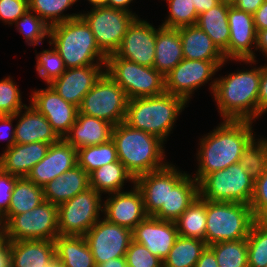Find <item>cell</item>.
<instances>
[{"mask_svg":"<svg viewBox=\"0 0 267 267\" xmlns=\"http://www.w3.org/2000/svg\"><path fill=\"white\" fill-rule=\"evenodd\" d=\"M128 100L125 91L105 72L78 109L79 113L117 125L125 122Z\"/></svg>","mask_w":267,"mask_h":267,"instance_id":"30bf717a","label":"cell"},{"mask_svg":"<svg viewBox=\"0 0 267 267\" xmlns=\"http://www.w3.org/2000/svg\"><path fill=\"white\" fill-rule=\"evenodd\" d=\"M255 181L239 163L207 174L199 182V196L211 202H235L250 205Z\"/></svg>","mask_w":267,"mask_h":267,"instance_id":"ba28073f","label":"cell"},{"mask_svg":"<svg viewBox=\"0 0 267 267\" xmlns=\"http://www.w3.org/2000/svg\"><path fill=\"white\" fill-rule=\"evenodd\" d=\"M105 72L125 91L127 98L152 97L165 92L164 76L154 67H146L118 57L107 56Z\"/></svg>","mask_w":267,"mask_h":267,"instance_id":"52a82bcc","label":"cell"},{"mask_svg":"<svg viewBox=\"0 0 267 267\" xmlns=\"http://www.w3.org/2000/svg\"><path fill=\"white\" fill-rule=\"evenodd\" d=\"M229 7L230 5L220 2L210 10L201 13L196 23L212 39V42L222 53L228 49L230 39Z\"/></svg>","mask_w":267,"mask_h":267,"instance_id":"4dcf8cb0","label":"cell"},{"mask_svg":"<svg viewBox=\"0 0 267 267\" xmlns=\"http://www.w3.org/2000/svg\"><path fill=\"white\" fill-rule=\"evenodd\" d=\"M112 140L118 160L134 179L169 163L165 158L164 141L150 133L134 129L125 122L114 126Z\"/></svg>","mask_w":267,"mask_h":267,"instance_id":"3957f363","label":"cell"},{"mask_svg":"<svg viewBox=\"0 0 267 267\" xmlns=\"http://www.w3.org/2000/svg\"><path fill=\"white\" fill-rule=\"evenodd\" d=\"M206 200L198 196L175 221L178 235L205 241Z\"/></svg>","mask_w":267,"mask_h":267,"instance_id":"e575fe53","label":"cell"},{"mask_svg":"<svg viewBox=\"0 0 267 267\" xmlns=\"http://www.w3.org/2000/svg\"><path fill=\"white\" fill-rule=\"evenodd\" d=\"M52 46L51 49L43 50L36 54V71L45 83L51 84L55 79L59 78L66 70L63 59L56 51V48Z\"/></svg>","mask_w":267,"mask_h":267,"instance_id":"b9f144b4","label":"cell"},{"mask_svg":"<svg viewBox=\"0 0 267 267\" xmlns=\"http://www.w3.org/2000/svg\"><path fill=\"white\" fill-rule=\"evenodd\" d=\"M48 42L56 48L66 69L106 64L107 56L81 16L51 26Z\"/></svg>","mask_w":267,"mask_h":267,"instance_id":"5b68a950","label":"cell"},{"mask_svg":"<svg viewBox=\"0 0 267 267\" xmlns=\"http://www.w3.org/2000/svg\"><path fill=\"white\" fill-rule=\"evenodd\" d=\"M63 179L66 181L68 200L90 188L89 174L78 165L63 173Z\"/></svg>","mask_w":267,"mask_h":267,"instance_id":"bcb514c9","label":"cell"},{"mask_svg":"<svg viewBox=\"0 0 267 267\" xmlns=\"http://www.w3.org/2000/svg\"><path fill=\"white\" fill-rule=\"evenodd\" d=\"M24 112V113H23ZM15 127V143L29 144L32 142H42L53 144L61 138L53 130L51 124L43 114L39 113L32 105H26L17 112Z\"/></svg>","mask_w":267,"mask_h":267,"instance_id":"603a6c76","label":"cell"},{"mask_svg":"<svg viewBox=\"0 0 267 267\" xmlns=\"http://www.w3.org/2000/svg\"><path fill=\"white\" fill-rule=\"evenodd\" d=\"M195 267H218L214 251L209 246L203 250Z\"/></svg>","mask_w":267,"mask_h":267,"instance_id":"11a10c76","label":"cell"},{"mask_svg":"<svg viewBox=\"0 0 267 267\" xmlns=\"http://www.w3.org/2000/svg\"><path fill=\"white\" fill-rule=\"evenodd\" d=\"M56 258L63 267H96L84 236H60L54 239Z\"/></svg>","mask_w":267,"mask_h":267,"instance_id":"f546056e","label":"cell"},{"mask_svg":"<svg viewBox=\"0 0 267 267\" xmlns=\"http://www.w3.org/2000/svg\"><path fill=\"white\" fill-rule=\"evenodd\" d=\"M4 230H0V245L5 241Z\"/></svg>","mask_w":267,"mask_h":267,"instance_id":"a7ac6f4b","label":"cell"},{"mask_svg":"<svg viewBox=\"0 0 267 267\" xmlns=\"http://www.w3.org/2000/svg\"><path fill=\"white\" fill-rule=\"evenodd\" d=\"M94 257L95 264H102L109 259L125 257L132 231L101 218L84 235Z\"/></svg>","mask_w":267,"mask_h":267,"instance_id":"5bb4252c","label":"cell"},{"mask_svg":"<svg viewBox=\"0 0 267 267\" xmlns=\"http://www.w3.org/2000/svg\"><path fill=\"white\" fill-rule=\"evenodd\" d=\"M230 39L228 49L223 53L226 60L257 64L255 54L256 35L253 15L234 5L228 8ZM254 48V50H253Z\"/></svg>","mask_w":267,"mask_h":267,"instance_id":"9a60e30c","label":"cell"},{"mask_svg":"<svg viewBox=\"0 0 267 267\" xmlns=\"http://www.w3.org/2000/svg\"><path fill=\"white\" fill-rule=\"evenodd\" d=\"M206 247L204 240L178 235L163 267H195Z\"/></svg>","mask_w":267,"mask_h":267,"instance_id":"836d02e7","label":"cell"},{"mask_svg":"<svg viewBox=\"0 0 267 267\" xmlns=\"http://www.w3.org/2000/svg\"><path fill=\"white\" fill-rule=\"evenodd\" d=\"M219 1L228 5H234L237 0H219Z\"/></svg>","mask_w":267,"mask_h":267,"instance_id":"003e7915","label":"cell"},{"mask_svg":"<svg viewBox=\"0 0 267 267\" xmlns=\"http://www.w3.org/2000/svg\"><path fill=\"white\" fill-rule=\"evenodd\" d=\"M90 188L99 194H112L124 191V183L134 184L135 179L126 170L125 166L118 160L105 164L89 174Z\"/></svg>","mask_w":267,"mask_h":267,"instance_id":"1f68e13d","label":"cell"},{"mask_svg":"<svg viewBox=\"0 0 267 267\" xmlns=\"http://www.w3.org/2000/svg\"><path fill=\"white\" fill-rule=\"evenodd\" d=\"M78 0H28L29 10L33 11L50 27L80 16L79 13L64 14Z\"/></svg>","mask_w":267,"mask_h":267,"instance_id":"8d00e7d4","label":"cell"},{"mask_svg":"<svg viewBox=\"0 0 267 267\" xmlns=\"http://www.w3.org/2000/svg\"><path fill=\"white\" fill-rule=\"evenodd\" d=\"M254 224L267 230V205L261 207L254 215Z\"/></svg>","mask_w":267,"mask_h":267,"instance_id":"94428289","label":"cell"},{"mask_svg":"<svg viewBox=\"0 0 267 267\" xmlns=\"http://www.w3.org/2000/svg\"><path fill=\"white\" fill-rule=\"evenodd\" d=\"M4 228V221H3V217L0 215V230H3Z\"/></svg>","mask_w":267,"mask_h":267,"instance_id":"89a4df30","label":"cell"},{"mask_svg":"<svg viewBox=\"0 0 267 267\" xmlns=\"http://www.w3.org/2000/svg\"><path fill=\"white\" fill-rule=\"evenodd\" d=\"M261 66L216 78L213 98L222 120L256 121Z\"/></svg>","mask_w":267,"mask_h":267,"instance_id":"7a4b0ae2","label":"cell"},{"mask_svg":"<svg viewBox=\"0 0 267 267\" xmlns=\"http://www.w3.org/2000/svg\"><path fill=\"white\" fill-rule=\"evenodd\" d=\"M45 201L43 188L27 177H17L12 191L9 209L2 216L4 224L14 215L31 211Z\"/></svg>","mask_w":267,"mask_h":267,"instance_id":"d6a6232c","label":"cell"},{"mask_svg":"<svg viewBox=\"0 0 267 267\" xmlns=\"http://www.w3.org/2000/svg\"><path fill=\"white\" fill-rule=\"evenodd\" d=\"M17 176L3 172L0 169V215L3 216L9 209L12 191Z\"/></svg>","mask_w":267,"mask_h":267,"instance_id":"681fc988","label":"cell"},{"mask_svg":"<svg viewBox=\"0 0 267 267\" xmlns=\"http://www.w3.org/2000/svg\"><path fill=\"white\" fill-rule=\"evenodd\" d=\"M3 230L6 241H54L59 235L58 206L45 200L31 211L12 216Z\"/></svg>","mask_w":267,"mask_h":267,"instance_id":"9c48e42d","label":"cell"},{"mask_svg":"<svg viewBox=\"0 0 267 267\" xmlns=\"http://www.w3.org/2000/svg\"><path fill=\"white\" fill-rule=\"evenodd\" d=\"M238 163L254 181L262 176L267 168V138L254 137L244 148Z\"/></svg>","mask_w":267,"mask_h":267,"instance_id":"74e56055","label":"cell"},{"mask_svg":"<svg viewBox=\"0 0 267 267\" xmlns=\"http://www.w3.org/2000/svg\"><path fill=\"white\" fill-rule=\"evenodd\" d=\"M77 165V150L64 138L50 144L45 157L27 175L36 185L43 187Z\"/></svg>","mask_w":267,"mask_h":267,"instance_id":"7402d4cb","label":"cell"},{"mask_svg":"<svg viewBox=\"0 0 267 267\" xmlns=\"http://www.w3.org/2000/svg\"><path fill=\"white\" fill-rule=\"evenodd\" d=\"M169 15L161 26L178 29L185 26L196 25L198 20L197 11L192 0H166Z\"/></svg>","mask_w":267,"mask_h":267,"instance_id":"60d3db41","label":"cell"},{"mask_svg":"<svg viewBox=\"0 0 267 267\" xmlns=\"http://www.w3.org/2000/svg\"><path fill=\"white\" fill-rule=\"evenodd\" d=\"M134 184L141 191L148 216H153L160 208H167L168 164L161 169L138 176Z\"/></svg>","mask_w":267,"mask_h":267,"instance_id":"4316f807","label":"cell"},{"mask_svg":"<svg viewBox=\"0 0 267 267\" xmlns=\"http://www.w3.org/2000/svg\"><path fill=\"white\" fill-rule=\"evenodd\" d=\"M46 267H63V265L57 258H55Z\"/></svg>","mask_w":267,"mask_h":267,"instance_id":"03108f58","label":"cell"},{"mask_svg":"<svg viewBox=\"0 0 267 267\" xmlns=\"http://www.w3.org/2000/svg\"><path fill=\"white\" fill-rule=\"evenodd\" d=\"M125 259L127 265L131 267H163V261L160 258L133 240L129 244Z\"/></svg>","mask_w":267,"mask_h":267,"instance_id":"f6af8a7d","label":"cell"},{"mask_svg":"<svg viewBox=\"0 0 267 267\" xmlns=\"http://www.w3.org/2000/svg\"><path fill=\"white\" fill-rule=\"evenodd\" d=\"M214 251L218 267H248L247 239L209 245Z\"/></svg>","mask_w":267,"mask_h":267,"instance_id":"f35d334b","label":"cell"},{"mask_svg":"<svg viewBox=\"0 0 267 267\" xmlns=\"http://www.w3.org/2000/svg\"><path fill=\"white\" fill-rule=\"evenodd\" d=\"M16 29L24 36L25 42L30 46L43 44L49 38L50 26L39 18L33 11H26L14 22Z\"/></svg>","mask_w":267,"mask_h":267,"instance_id":"ab89813d","label":"cell"},{"mask_svg":"<svg viewBox=\"0 0 267 267\" xmlns=\"http://www.w3.org/2000/svg\"><path fill=\"white\" fill-rule=\"evenodd\" d=\"M30 102L60 138H64L76 122L78 107L66 102L50 84L44 89L32 91Z\"/></svg>","mask_w":267,"mask_h":267,"instance_id":"2e32d148","label":"cell"},{"mask_svg":"<svg viewBox=\"0 0 267 267\" xmlns=\"http://www.w3.org/2000/svg\"><path fill=\"white\" fill-rule=\"evenodd\" d=\"M93 8L107 7V0H87Z\"/></svg>","mask_w":267,"mask_h":267,"instance_id":"e7e4bbea","label":"cell"},{"mask_svg":"<svg viewBox=\"0 0 267 267\" xmlns=\"http://www.w3.org/2000/svg\"><path fill=\"white\" fill-rule=\"evenodd\" d=\"M177 237L175 222L160 220L153 216H147L132 230V240L145 246L162 261L168 256Z\"/></svg>","mask_w":267,"mask_h":267,"instance_id":"ffe728a7","label":"cell"},{"mask_svg":"<svg viewBox=\"0 0 267 267\" xmlns=\"http://www.w3.org/2000/svg\"><path fill=\"white\" fill-rule=\"evenodd\" d=\"M49 146L42 142L15 143L0 154V169L17 177H27L31 169L45 157Z\"/></svg>","mask_w":267,"mask_h":267,"instance_id":"cb8c5ba5","label":"cell"},{"mask_svg":"<svg viewBox=\"0 0 267 267\" xmlns=\"http://www.w3.org/2000/svg\"><path fill=\"white\" fill-rule=\"evenodd\" d=\"M265 205H267V168L254 184V194L250 203L253 215Z\"/></svg>","mask_w":267,"mask_h":267,"instance_id":"f907efd6","label":"cell"},{"mask_svg":"<svg viewBox=\"0 0 267 267\" xmlns=\"http://www.w3.org/2000/svg\"><path fill=\"white\" fill-rule=\"evenodd\" d=\"M186 106L188 103L182 97L167 92L152 97L132 98L128 100L125 123L165 142Z\"/></svg>","mask_w":267,"mask_h":267,"instance_id":"277c9868","label":"cell"},{"mask_svg":"<svg viewBox=\"0 0 267 267\" xmlns=\"http://www.w3.org/2000/svg\"><path fill=\"white\" fill-rule=\"evenodd\" d=\"M193 5L197 11V14L210 10L212 7H215L220 3L219 0H192Z\"/></svg>","mask_w":267,"mask_h":267,"instance_id":"91938a15","label":"cell"},{"mask_svg":"<svg viewBox=\"0 0 267 267\" xmlns=\"http://www.w3.org/2000/svg\"><path fill=\"white\" fill-rule=\"evenodd\" d=\"M157 29L148 21L136 17L128 26L115 54L146 67H153Z\"/></svg>","mask_w":267,"mask_h":267,"instance_id":"ac0fdd59","label":"cell"},{"mask_svg":"<svg viewBox=\"0 0 267 267\" xmlns=\"http://www.w3.org/2000/svg\"><path fill=\"white\" fill-rule=\"evenodd\" d=\"M17 119V113L14 115H0V127L8 130L6 132V130L4 131V129L2 130L0 128V140H7L5 150L9 149L15 144V127L13 128L12 126L13 121H16Z\"/></svg>","mask_w":267,"mask_h":267,"instance_id":"816d5d0a","label":"cell"},{"mask_svg":"<svg viewBox=\"0 0 267 267\" xmlns=\"http://www.w3.org/2000/svg\"><path fill=\"white\" fill-rule=\"evenodd\" d=\"M267 112V63L261 65V78L258 91V119Z\"/></svg>","mask_w":267,"mask_h":267,"instance_id":"f5cc1de1","label":"cell"},{"mask_svg":"<svg viewBox=\"0 0 267 267\" xmlns=\"http://www.w3.org/2000/svg\"><path fill=\"white\" fill-rule=\"evenodd\" d=\"M0 267H11L10 241L0 245Z\"/></svg>","mask_w":267,"mask_h":267,"instance_id":"6f0895ef","label":"cell"},{"mask_svg":"<svg viewBox=\"0 0 267 267\" xmlns=\"http://www.w3.org/2000/svg\"><path fill=\"white\" fill-rule=\"evenodd\" d=\"M168 163L167 208H160L153 217L175 222L199 196V183L185 171Z\"/></svg>","mask_w":267,"mask_h":267,"instance_id":"e0dca14e","label":"cell"},{"mask_svg":"<svg viewBox=\"0 0 267 267\" xmlns=\"http://www.w3.org/2000/svg\"><path fill=\"white\" fill-rule=\"evenodd\" d=\"M20 89L13 78L0 80V115H14L26 106L22 102Z\"/></svg>","mask_w":267,"mask_h":267,"instance_id":"ee69618b","label":"cell"},{"mask_svg":"<svg viewBox=\"0 0 267 267\" xmlns=\"http://www.w3.org/2000/svg\"><path fill=\"white\" fill-rule=\"evenodd\" d=\"M106 64L66 69L50 85L66 101L79 108L83 97L105 73Z\"/></svg>","mask_w":267,"mask_h":267,"instance_id":"44dd1931","label":"cell"},{"mask_svg":"<svg viewBox=\"0 0 267 267\" xmlns=\"http://www.w3.org/2000/svg\"><path fill=\"white\" fill-rule=\"evenodd\" d=\"M256 31L267 29V0L253 14Z\"/></svg>","mask_w":267,"mask_h":267,"instance_id":"db71d44e","label":"cell"},{"mask_svg":"<svg viewBox=\"0 0 267 267\" xmlns=\"http://www.w3.org/2000/svg\"><path fill=\"white\" fill-rule=\"evenodd\" d=\"M115 161H118V156L112 139L99 145L86 146L77 150V165L88 174Z\"/></svg>","mask_w":267,"mask_h":267,"instance_id":"d590c367","label":"cell"},{"mask_svg":"<svg viewBox=\"0 0 267 267\" xmlns=\"http://www.w3.org/2000/svg\"><path fill=\"white\" fill-rule=\"evenodd\" d=\"M44 199L52 204L60 205L68 201L66 181L63 179V174L54 180H51L43 187Z\"/></svg>","mask_w":267,"mask_h":267,"instance_id":"c3c4849f","label":"cell"},{"mask_svg":"<svg viewBox=\"0 0 267 267\" xmlns=\"http://www.w3.org/2000/svg\"><path fill=\"white\" fill-rule=\"evenodd\" d=\"M207 246L232 240L247 239L254 217L250 205L206 200Z\"/></svg>","mask_w":267,"mask_h":267,"instance_id":"8992f818","label":"cell"},{"mask_svg":"<svg viewBox=\"0 0 267 267\" xmlns=\"http://www.w3.org/2000/svg\"><path fill=\"white\" fill-rule=\"evenodd\" d=\"M95 189L88 188L58 205L60 236H84L101 218L103 199Z\"/></svg>","mask_w":267,"mask_h":267,"instance_id":"8fae6325","label":"cell"},{"mask_svg":"<svg viewBox=\"0 0 267 267\" xmlns=\"http://www.w3.org/2000/svg\"><path fill=\"white\" fill-rule=\"evenodd\" d=\"M264 1L265 0H237L234 6L253 15Z\"/></svg>","mask_w":267,"mask_h":267,"instance_id":"9f6ffc18","label":"cell"},{"mask_svg":"<svg viewBox=\"0 0 267 267\" xmlns=\"http://www.w3.org/2000/svg\"><path fill=\"white\" fill-rule=\"evenodd\" d=\"M183 59L179 30L159 25L153 67L165 76Z\"/></svg>","mask_w":267,"mask_h":267,"instance_id":"83f0119b","label":"cell"},{"mask_svg":"<svg viewBox=\"0 0 267 267\" xmlns=\"http://www.w3.org/2000/svg\"><path fill=\"white\" fill-rule=\"evenodd\" d=\"M253 123L223 120L216 129L202 136L196 153L198 168L193 178L199 183L207 174L238 163L244 148L256 135Z\"/></svg>","mask_w":267,"mask_h":267,"instance_id":"6da1fadb","label":"cell"},{"mask_svg":"<svg viewBox=\"0 0 267 267\" xmlns=\"http://www.w3.org/2000/svg\"><path fill=\"white\" fill-rule=\"evenodd\" d=\"M133 0H107V7L124 10L128 13H133L130 11L129 6Z\"/></svg>","mask_w":267,"mask_h":267,"instance_id":"6125c7cd","label":"cell"},{"mask_svg":"<svg viewBox=\"0 0 267 267\" xmlns=\"http://www.w3.org/2000/svg\"><path fill=\"white\" fill-rule=\"evenodd\" d=\"M255 50L267 57V29L257 31Z\"/></svg>","mask_w":267,"mask_h":267,"instance_id":"680465c9","label":"cell"},{"mask_svg":"<svg viewBox=\"0 0 267 267\" xmlns=\"http://www.w3.org/2000/svg\"><path fill=\"white\" fill-rule=\"evenodd\" d=\"M114 126L102 119L78 112L76 122L64 139L76 150L99 145L112 139Z\"/></svg>","mask_w":267,"mask_h":267,"instance_id":"d4e9b609","label":"cell"},{"mask_svg":"<svg viewBox=\"0 0 267 267\" xmlns=\"http://www.w3.org/2000/svg\"><path fill=\"white\" fill-rule=\"evenodd\" d=\"M28 10V0H0V20L2 23L12 26Z\"/></svg>","mask_w":267,"mask_h":267,"instance_id":"7dc6e473","label":"cell"},{"mask_svg":"<svg viewBox=\"0 0 267 267\" xmlns=\"http://www.w3.org/2000/svg\"><path fill=\"white\" fill-rule=\"evenodd\" d=\"M132 188L130 191L108 194L107 199L103 200L102 210L103 218L131 231L148 216L141 191L135 184Z\"/></svg>","mask_w":267,"mask_h":267,"instance_id":"d6986e66","label":"cell"},{"mask_svg":"<svg viewBox=\"0 0 267 267\" xmlns=\"http://www.w3.org/2000/svg\"><path fill=\"white\" fill-rule=\"evenodd\" d=\"M185 59L226 61L212 39L197 25L178 28Z\"/></svg>","mask_w":267,"mask_h":267,"instance_id":"f1b7e54d","label":"cell"},{"mask_svg":"<svg viewBox=\"0 0 267 267\" xmlns=\"http://www.w3.org/2000/svg\"><path fill=\"white\" fill-rule=\"evenodd\" d=\"M228 61L189 60L184 58L164 76L165 92L180 96L189 104L192 95L195 93L194 91L212 80L209 83V89L213 94L216 78L213 80L212 77Z\"/></svg>","mask_w":267,"mask_h":267,"instance_id":"7c38bea8","label":"cell"},{"mask_svg":"<svg viewBox=\"0 0 267 267\" xmlns=\"http://www.w3.org/2000/svg\"><path fill=\"white\" fill-rule=\"evenodd\" d=\"M11 267H46L55 255V243L50 240L10 241Z\"/></svg>","mask_w":267,"mask_h":267,"instance_id":"484cf974","label":"cell"},{"mask_svg":"<svg viewBox=\"0 0 267 267\" xmlns=\"http://www.w3.org/2000/svg\"><path fill=\"white\" fill-rule=\"evenodd\" d=\"M248 267L267 265V230L252 224L247 237Z\"/></svg>","mask_w":267,"mask_h":267,"instance_id":"7bdbcfd3","label":"cell"},{"mask_svg":"<svg viewBox=\"0 0 267 267\" xmlns=\"http://www.w3.org/2000/svg\"><path fill=\"white\" fill-rule=\"evenodd\" d=\"M80 16L86 21L99 49L109 56L120 47L128 26L138 17L136 13L109 7L92 8Z\"/></svg>","mask_w":267,"mask_h":267,"instance_id":"4fadbf2b","label":"cell"},{"mask_svg":"<svg viewBox=\"0 0 267 267\" xmlns=\"http://www.w3.org/2000/svg\"><path fill=\"white\" fill-rule=\"evenodd\" d=\"M126 266H127V263H126L125 257L109 259L105 263L96 265V267H126Z\"/></svg>","mask_w":267,"mask_h":267,"instance_id":"be15d7a7","label":"cell"}]
</instances>
